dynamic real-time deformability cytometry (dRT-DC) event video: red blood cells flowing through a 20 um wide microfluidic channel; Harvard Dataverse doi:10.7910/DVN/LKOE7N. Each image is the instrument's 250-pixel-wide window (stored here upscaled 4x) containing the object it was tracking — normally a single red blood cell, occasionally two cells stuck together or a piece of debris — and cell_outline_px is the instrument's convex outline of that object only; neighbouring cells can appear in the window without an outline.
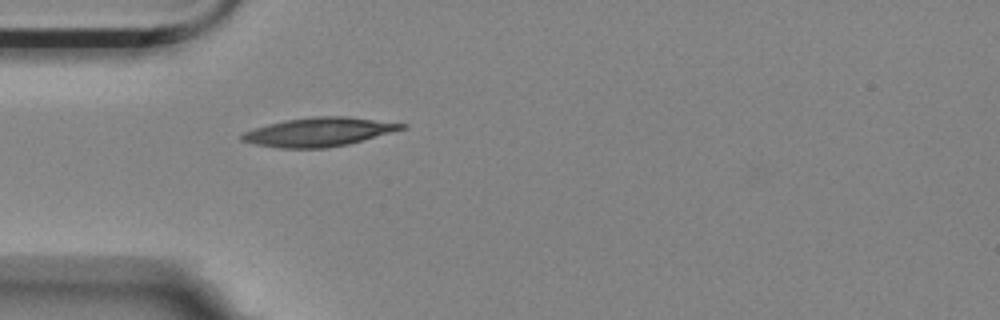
{"species": "Egyptian fruit bat (a non-hibernating species)", "species_latin": "Rousettus aegyptiacus", "temperature_condition": "room temperature", "stored_images_in_passage": 1, "camera_frame_rate_fps": 3000, "um_per_image_px": 0.085, "animal": {"sex": "female"}, "frame": {"image": 1, "passage_image": 1, "time_ms": 0.0, "image_size_px": [1000, 320], "cell_outline_px": [[408, 128], [348, 144], [324, 148], [280, 148], [256, 144], [240, 140], [240, 136], [244, 132], [268, 124], [284, 120], [316, 116], [348, 116], [408, 124]], "centroid_in_image_um": [27.15, 11.21], "position_along_channel_um": 57.9, "area_um2": 26.76}}